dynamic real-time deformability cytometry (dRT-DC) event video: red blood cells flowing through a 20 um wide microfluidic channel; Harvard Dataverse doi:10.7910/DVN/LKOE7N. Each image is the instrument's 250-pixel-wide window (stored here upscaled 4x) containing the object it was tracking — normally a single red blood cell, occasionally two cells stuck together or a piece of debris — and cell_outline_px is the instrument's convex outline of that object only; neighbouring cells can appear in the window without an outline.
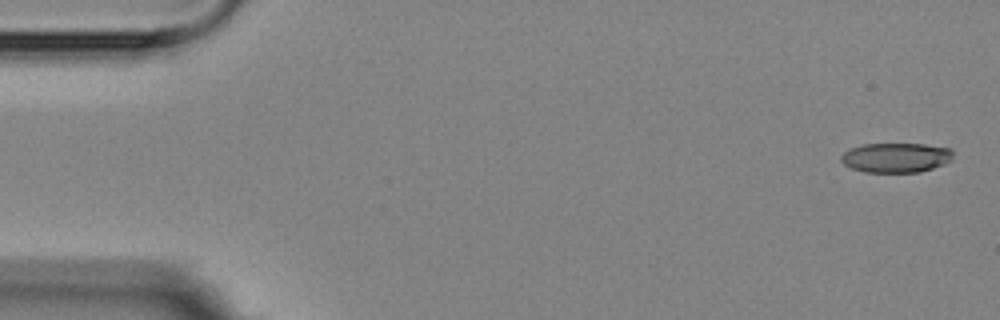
{"species": "Egyptian fruit bat (a non-hibernating species)", "species_latin": "Rousettus aegyptiacus", "temperature_condition": "room temperature", "stored_images_in_passage": 5, "camera_frame_rate_fps": 3000, "um_per_image_px": 0.085, "animal": {"sex": "female"}, "frame": {"image": 1, "passage_image": 1, "time_ms": 0.0, "image_size_px": [1000, 320], "cell_outline_px": [[952, 160], [944, 164], [920, 172], [864, 172], [852, 168], [844, 164], [840, 160], [840, 156], [844, 152], [852, 148], [864, 144], [924, 144], [948, 148], [952, 152]], "centroid_in_image_um": [76.14, 13.4], "position_along_channel_um": 8.9, "area_um2": 19.25}}
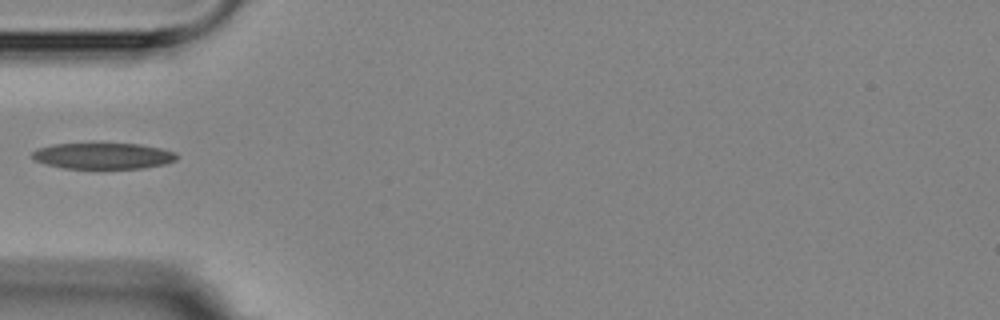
{"frame": {"image": 2, "passage_image": 5, "time_ms": 5.333, "image_size_px": [1000, 320], "cell_outline_px": [[176, 160], [164, 164], [144, 168], [64, 168], [48, 164], [36, 160], [32, 156], [32, 152], [36, 148], [52, 144], [92, 140], [140, 144], [160, 148], [176, 152]], "centroid_in_image_um": [8.73, 13.18], "position_along_channel_um": 76.3, "area_um2": 23.0}}